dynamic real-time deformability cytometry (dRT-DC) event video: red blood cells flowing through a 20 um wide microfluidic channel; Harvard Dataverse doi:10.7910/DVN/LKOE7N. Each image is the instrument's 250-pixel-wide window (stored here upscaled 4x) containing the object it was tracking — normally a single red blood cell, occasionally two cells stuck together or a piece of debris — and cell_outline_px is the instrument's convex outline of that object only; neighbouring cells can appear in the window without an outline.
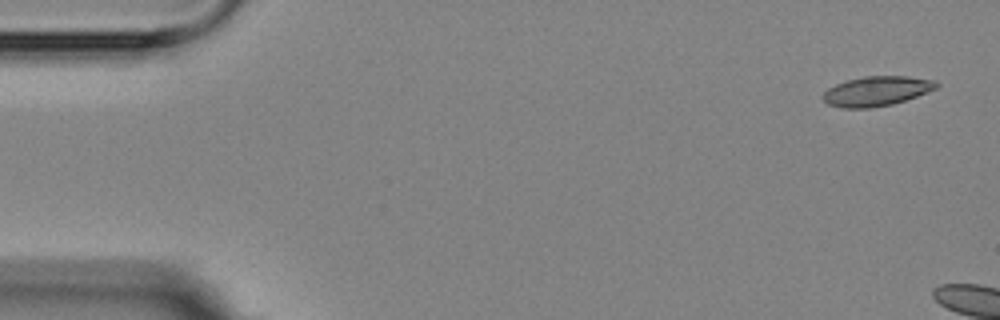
{"species": "Egyptian fruit bat (a non-hibernating species)", "species_latin": "Rousettus aegyptiacus", "temperature_condition": "room temperature", "stored_images_in_passage": 2, "camera_frame_rate_fps": 3000, "um_per_image_px": 0.085, "animal": {"sex": "female"}, "frame": {"image": 1, "passage_image": 1, "time_ms": 0.0, "image_size_px": [1000, 320], "cell_outline_px": [[940, 84], [936, 88], [928, 92], [892, 104], [872, 108], [840, 108], [828, 104], [824, 100], [824, 92], [828, 88], [836, 84], [848, 80], [864, 76], [908, 76], [936, 80]], "centroid_in_image_um": [74.53, 7.74], "position_along_channel_um": 10.5, "area_um2": 19.59}}